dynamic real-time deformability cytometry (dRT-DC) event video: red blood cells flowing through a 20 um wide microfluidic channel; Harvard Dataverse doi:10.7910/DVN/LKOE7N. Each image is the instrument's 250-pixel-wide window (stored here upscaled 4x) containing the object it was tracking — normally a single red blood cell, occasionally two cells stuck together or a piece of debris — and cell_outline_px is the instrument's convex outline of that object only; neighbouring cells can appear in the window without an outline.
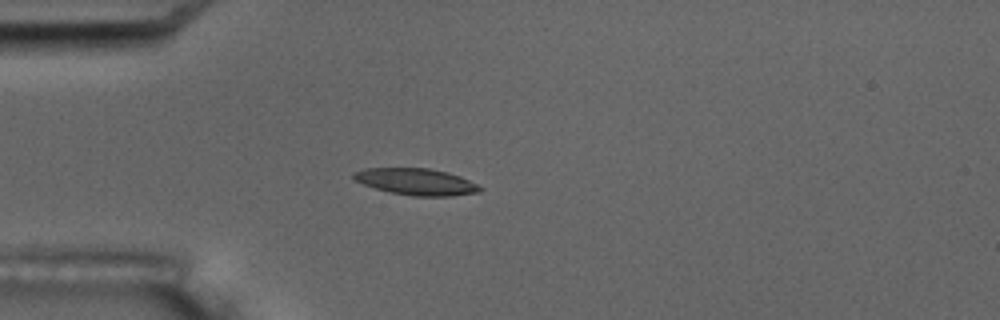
{"species": "common noctule bat (a hibernating species)", "species_latin": "Nyctalus noctula", "temperature_condition": "room temperature", "stored_images_in_passage": 10, "camera_frame_rate_fps": 3000, "um_per_image_px": 0.085, "animal": {"sex": "male", "body_mass_g": 17.5, "forearm_length_mm": 52.3}, "frame": {"image": 1, "passage_image": 4, "time_ms": 3.667, "image_size_px": [1000, 320], "cell_outline_px": [[484, 188], [480, 192], [452, 196], [412, 196], [392, 192], [376, 188], [364, 184], [356, 180], [352, 176], [352, 172], [364, 168], [428, 168], [448, 172], [460, 176]], "centroid_in_image_um": [35.4, 15.44], "position_along_channel_um": 49.6, "area_um2": 19.54}}
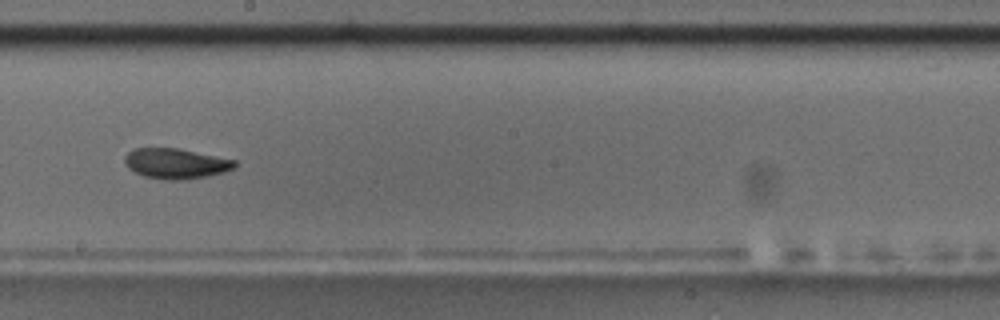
{"frame": {"image": 2, "passage_image": 9, "time_ms": 9.333, "image_size_px": [1000, 320], "cell_outline_px": [[236, 164], [232, 168], [224, 172], [208, 176], [184, 180], [164, 180], [144, 176], [128, 168], [124, 164], [124, 156], [132, 148], [180, 148], [236, 160]], "centroid_in_image_um": [14.92, 13.89], "position_along_channel_um": 233.3, "area_um2": 19.59}}